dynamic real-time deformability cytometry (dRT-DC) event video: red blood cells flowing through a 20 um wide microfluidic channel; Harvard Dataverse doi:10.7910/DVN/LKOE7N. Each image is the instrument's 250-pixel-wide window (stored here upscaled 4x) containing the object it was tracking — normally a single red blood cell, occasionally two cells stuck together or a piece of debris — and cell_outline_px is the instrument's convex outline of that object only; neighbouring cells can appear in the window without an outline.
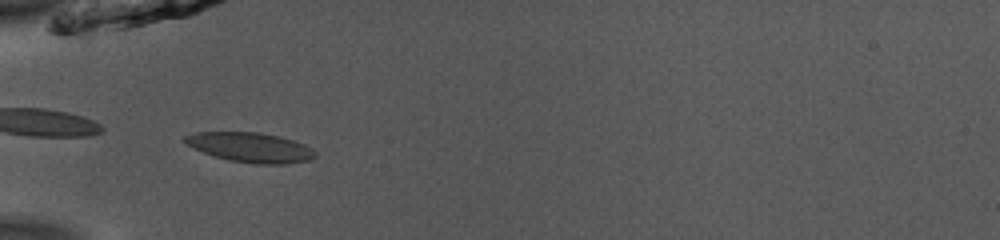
{"species": "common noctule bat (a hibernating species)", "species_latin": "Nyctalus noctula", "temperature_condition": "room temperature", "stored_images_in_passage": 40, "camera_frame_rate_fps": 3000, "um_per_image_px": 0.085, "animal": {"sex": "male", "body_mass_g": 13.0, "forearm_length_mm": 53.1}, "frame": {"image": 1, "passage_image": 17, "time_ms": 5.333, "image_size_px": [1000, 240], "cell_outline_px": [[316, 156], [308, 160], [284, 164], [256, 164], [228, 160], [204, 152], [184, 144], [184, 136], [196, 132], [260, 132], [280, 136], [304, 144], [312, 148], [316, 152]], "centroid_in_image_um": [21.29, 12.52], "position_along_channel_um": 63.7, "area_um2": 22.54}}
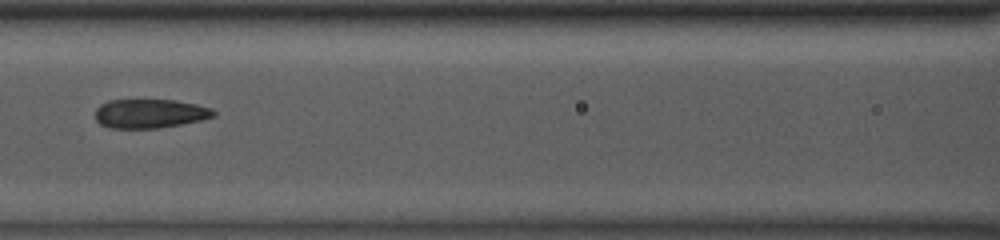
{"frame": {"image": 2, "passage_image": 24, "time_ms": 7.667, "image_size_px": [1000, 240], "cell_outline_px": [[216, 116], [200, 120], [180, 124], [156, 128], [108, 128], [100, 124], [96, 120], [96, 108], [100, 104], [108, 100], [176, 100], [196, 104], [212, 108], [216, 112]], "centroid_in_image_um": [12.73, 9.65], "position_along_channel_um": 153.9, "area_um2": 20.06}}